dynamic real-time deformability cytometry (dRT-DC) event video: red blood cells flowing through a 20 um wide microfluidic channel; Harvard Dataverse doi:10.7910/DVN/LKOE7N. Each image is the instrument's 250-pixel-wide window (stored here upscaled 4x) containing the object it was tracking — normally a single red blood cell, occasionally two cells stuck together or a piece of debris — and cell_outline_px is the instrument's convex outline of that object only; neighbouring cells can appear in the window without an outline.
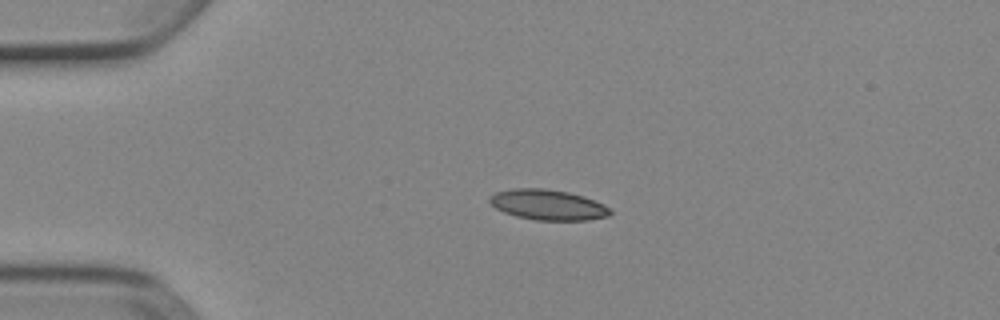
{"species": "Egyptian fruit bat (a non-hibernating species)", "species_latin": "Rousettus aegyptiacus", "temperature_condition": "cold", "stored_images_in_passage": 2, "camera_frame_rate_fps": 3000, "um_per_image_px": 0.085, "animal": {"sex": "female"}, "frame": {"image": 1, "passage_image": 1, "time_ms": 0.0, "image_size_px": [1000, 320], "cell_outline_px": [[612, 212], [608, 216], [588, 220], [536, 220], [516, 216], [504, 212], [496, 208], [488, 200], [488, 196], [496, 192], [512, 188], [544, 188], [568, 192], [584, 196], [604, 204], [612, 208]], "centroid_in_image_um": [46.58, 17.4], "position_along_channel_um": 38.4, "area_um2": 21.5}}